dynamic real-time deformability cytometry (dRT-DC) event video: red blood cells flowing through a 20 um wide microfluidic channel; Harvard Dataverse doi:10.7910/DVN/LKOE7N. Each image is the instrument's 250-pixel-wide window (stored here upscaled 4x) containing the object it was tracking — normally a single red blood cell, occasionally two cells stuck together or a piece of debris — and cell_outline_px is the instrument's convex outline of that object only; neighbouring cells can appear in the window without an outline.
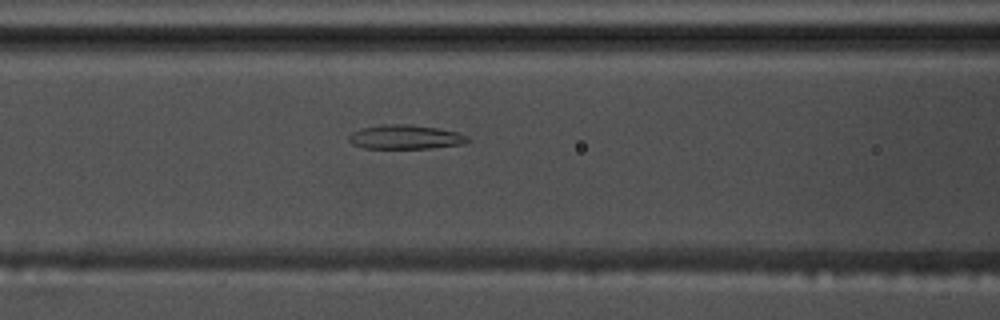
{"species": "common noctule bat (a hibernating species)", "species_latin": "Nyctalus noctula", "temperature_condition": "warm", "stored_images_in_passage": 40, "camera_frame_rate_fps": 3000, "um_per_image_px": 0.085, "animal": {"sex": "male", "body_mass_g": 17.5, "forearm_length_mm": 52.3}, "frame": {"image": 1, "passage_image": 7, "time_ms": 2.0, "image_size_px": [1000, 320], "cell_outline_px": [[472, 140], [464, 144], [432, 148], [364, 148], [352, 144], [348, 140], [348, 136], [352, 132], [360, 128], [384, 124], [412, 124], [436, 128], [456, 132], [468, 136]], "centroid_in_image_um": [34.46, 11.64], "position_along_channel_um": 132.1, "area_um2": 16.88}}
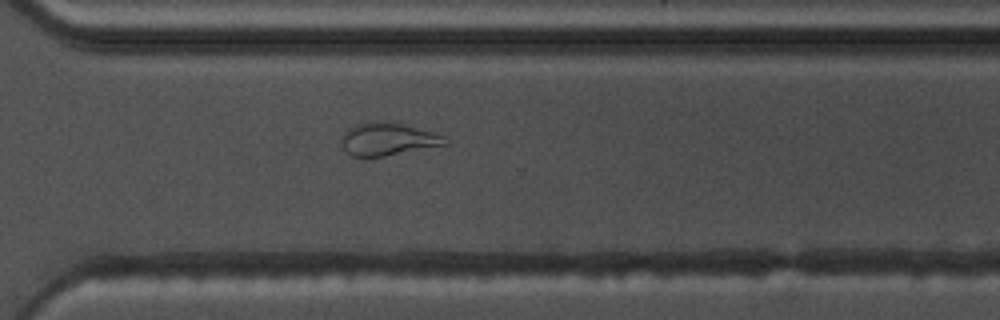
{"frame": {"image": 2, "passage_image": 24, "time_ms": 7.667, "image_size_px": [1000, 320], "cell_outline_px": [[448, 144], [384, 156], [352, 156], [344, 148], [340, 136], [348, 128], [360, 124], [404, 124], [440, 132], [444, 136]], "centroid_in_image_um": [33.04, 11.85], "position_along_channel_um": 337.6, "area_um2": 19.13}}
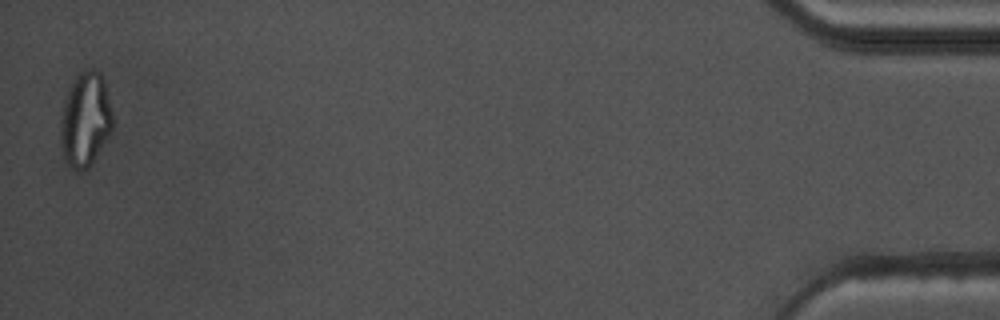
{"frame": {"image": 3, "passage_image": 39, "time_ms": 12.667, "image_size_px": [1000, 320], "cell_outline_px": [[112, 132], [88, 168], [76, 168], [68, 164], [64, 156], [60, 144], [60, 116], [64, 100], [76, 76], [80, 72], [88, 68], [92, 68], [100, 72], [104, 80], [112, 112]], "centroid_in_image_um": [7.25, 10.12], "position_along_channel_um": 427.9, "area_um2": 28.44}}